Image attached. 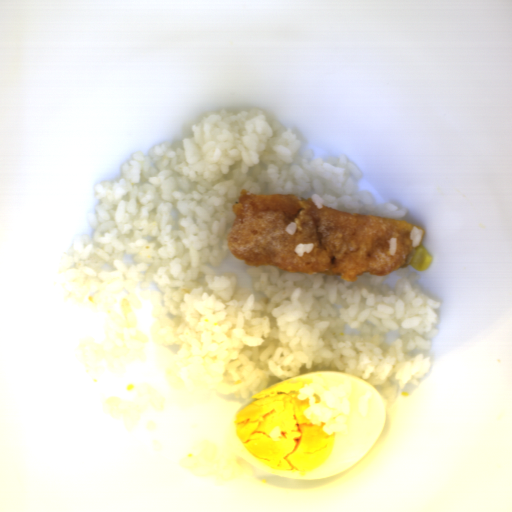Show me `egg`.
I'll use <instances>...</instances> for the list:
<instances>
[{"mask_svg": "<svg viewBox=\"0 0 512 512\" xmlns=\"http://www.w3.org/2000/svg\"><path fill=\"white\" fill-rule=\"evenodd\" d=\"M388 404L368 381L313 371L251 395L231 418L229 442L264 472L299 480L334 477L374 447Z\"/></svg>", "mask_w": 512, "mask_h": 512, "instance_id": "1", "label": "egg"}]
</instances>
